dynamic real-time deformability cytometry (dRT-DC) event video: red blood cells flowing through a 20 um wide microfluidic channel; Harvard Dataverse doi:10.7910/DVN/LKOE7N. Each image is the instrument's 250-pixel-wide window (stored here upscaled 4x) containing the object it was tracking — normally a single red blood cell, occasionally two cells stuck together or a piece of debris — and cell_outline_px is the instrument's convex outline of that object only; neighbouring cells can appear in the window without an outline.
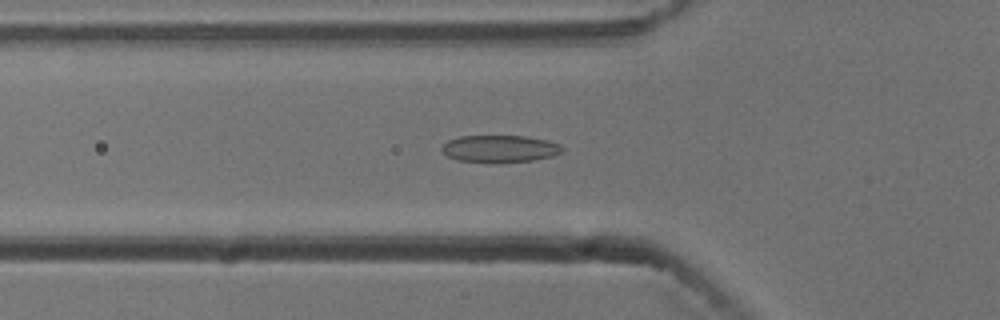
{"species": "common noctule bat (a hibernating species)", "species_latin": "Nyctalus noctula", "temperature_condition": "cold", "stored_images_in_passage": 49, "camera_frame_rate_fps": 3000, "um_per_image_px": 0.085, "animal": {"sex": "male", "body_mass_g": 13.3}, "frame": {"image": 1, "passage_image": 13, "time_ms": 4.0, "image_size_px": [1000, 320], "cell_outline_px": [[564, 148], [560, 152], [552, 156], [532, 160], [492, 164], [456, 160], [448, 156], [440, 148], [448, 140], [460, 136], [524, 136], [548, 140], [560, 144]], "centroid_in_image_um": [42.46, 12.66], "position_along_channel_um": 83.3, "area_um2": 19.31}}
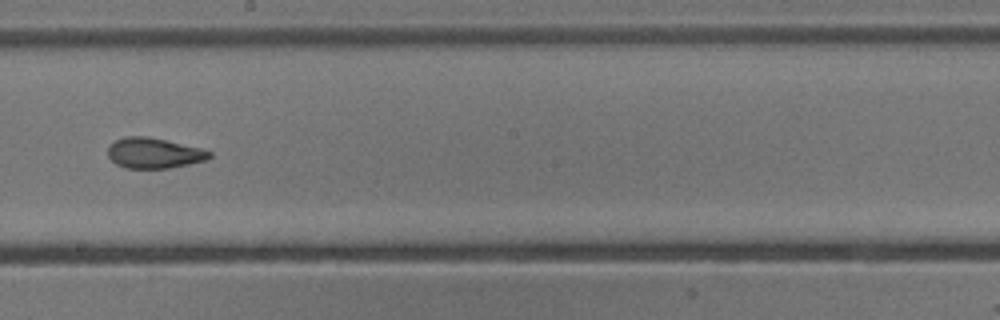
{"frame": {"image": 2, "passage_image": 25, "time_ms": 8.0, "image_size_px": [1000, 320], "cell_outline_px": [[212, 156], [204, 160], [188, 164], [168, 168], [124, 168], [116, 164], [108, 156], [108, 144], [124, 136], [148, 136], [200, 148], [212, 152]], "centroid_in_image_um": [13.04, 13.0], "position_along_channel_um": 235.2, "area_um2": 17.98}}
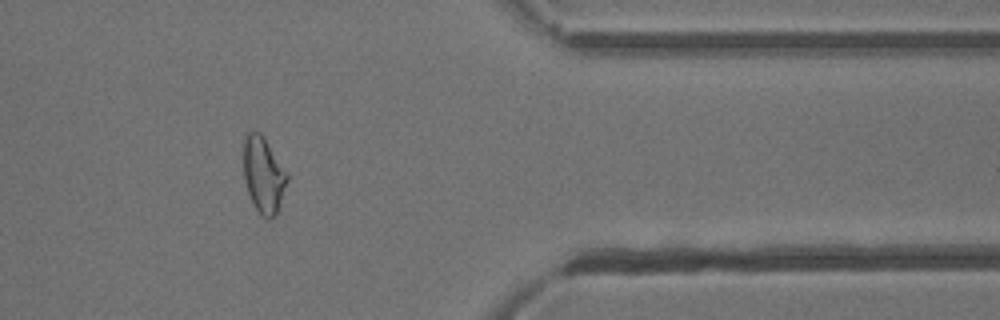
{"frame": {"image": 3, "passage_image": 39, "time_ms": 12.667, "image_size_px": [1000, 320], "cell_outline_px": [[288, 180], [276, 212], [268, 220], [256, 208], [248, 192], [244, 180], [244, 140], [248, 132], [260, 132], [264, 136], [288, 172]], "centroid_in_image_um": [22.4, 14.81], "position_along_channel_um": 389.0, "area_um2": 19.02}, "authors_computed_cell_mechanics": {"area_um2": 19.1318, "velocity_mm_per_s": 3.7739, "shape_relaxation_time_tau1_ms": 6.516, "shape_relaxation_time_tau2_ms": 1.7118, "deformation_change_tau1": 0.1511, "deformation_change_tau2": 0.0732}}